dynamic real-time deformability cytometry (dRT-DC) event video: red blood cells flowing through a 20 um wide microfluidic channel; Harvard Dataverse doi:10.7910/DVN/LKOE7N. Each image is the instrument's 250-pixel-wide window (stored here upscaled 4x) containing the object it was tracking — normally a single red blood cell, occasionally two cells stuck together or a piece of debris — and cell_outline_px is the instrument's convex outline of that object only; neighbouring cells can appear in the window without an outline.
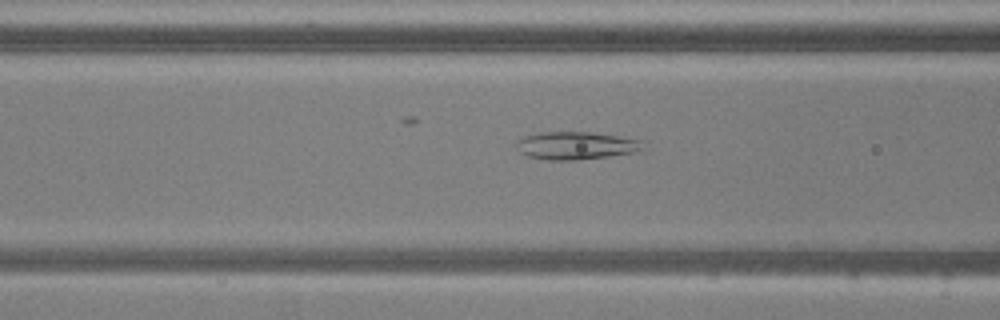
{"species": "common noctule bat (a hibernating species)", "species_latin": "Nyctalus noctula", "temperature_condition": "warm", "stored_images_in_passage": 42, "camera_frame_rate_fps": 3000, "um_per_image_px": 0.085, "animal": {"sex": "male", "body_mass_g": 20.5, "forearm_length_mm": 52.5}, "frame": {"image": 1, "passage_image": 10, "time_ms": 3.0, "image_size_px": [1000, 320], "cell_outline_px": [[644, 148], [632, 152], [608, 156], [580, 160], [548, 160], [528, 156], [520, 152], [516, 148], [516, 140], [524, 136], [540, 132], [592, 132], [644, 140]], "centroid_in_image_um": [48.94, 12.37], "position_along_channel_um": 117.7, "area_um2": 20.58}}
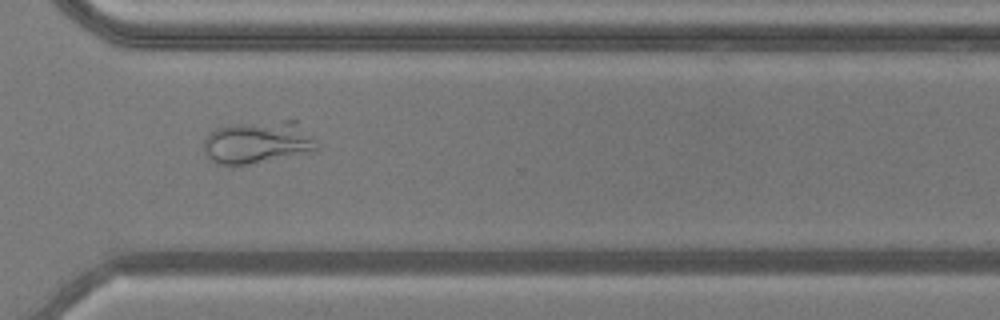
{"frame": {"image": 2, "passage_image": 28, "time_ms": 9.0, "image_size_px": [1000, 320], "cell_outline_px": [[320, 148], [316, 152], [248, 164], [216, 164], [208, 160], [204, 152], [204, 140], [216, 128], [232, 124], [284, 120], [296, 120], [316, 140]], "centroid_in_image_um": [21.96, 12.1], "position_along_channel_um": 348.6, "area_um2": 28.38}}
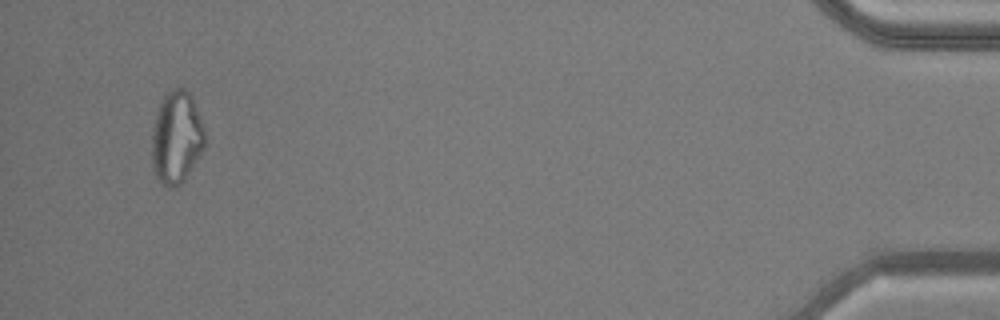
{"frame": {"image": 3, "passage_image": 40, "time_ms": 13.0, "image_size_px": [1000, 320], "cell_outline_px": [[204, 148], [184, 180], [180, 184], [168, 188], [156, 180], [152, 168], [152, 132], [156, 112], [164, 96], [172, 88], [184, 88], [192, 96], [204, 128]], "centroid_in_image_um": [14.98, 11.7], "position_along_channel_um": 420.2, "area_um2": 28.55}}